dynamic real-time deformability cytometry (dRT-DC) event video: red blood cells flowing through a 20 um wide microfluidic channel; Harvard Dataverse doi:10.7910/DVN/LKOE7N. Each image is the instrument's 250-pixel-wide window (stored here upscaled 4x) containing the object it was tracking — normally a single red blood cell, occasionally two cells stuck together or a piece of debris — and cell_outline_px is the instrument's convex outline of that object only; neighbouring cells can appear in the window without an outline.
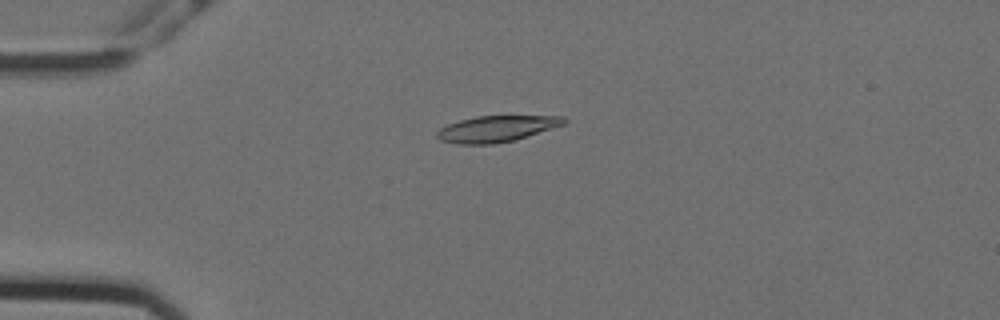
{"species": "Egyptian fruit bat (a non-hibernating species)", "species_latin": "Rousettus aegyptiacus", "temperature_condition": "cold", "stored_images_in_passage": 56, "camera_frame_rate_fps": 3000, "um_per_image_px": 0.085, "animal": {"sex": "female"}, "frame": {"image": 1, "passage_image": 15, "time_ms": 4.667, "image_size_px": [1000, 320], "cell_outline_px": [[568, 120], [564, 124], [516, 140], [492, 144], [456, 144], [440, 140], [436, 136], [436, 132], [440, 128], [448, 124], [460, 120], [476, 116], [564, 116]], "centroid_in_image_um": [42.19, 10.95], "position_along_channel_um": 42.8, "area_um2": 19.36}}
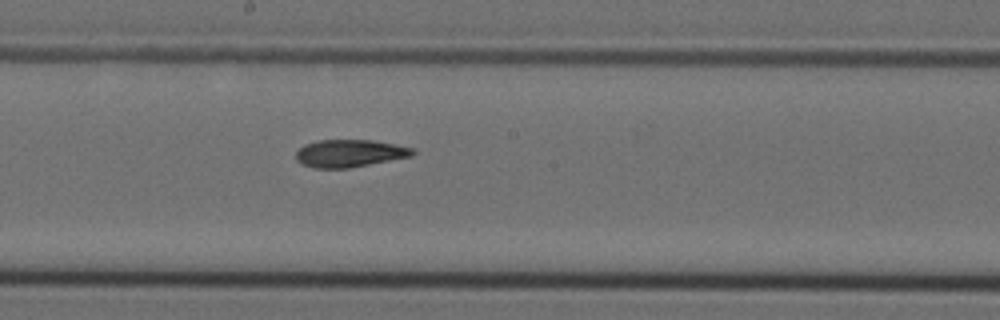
{"frame": {"image": 2, "passage_image": 32, "time_ms": 10.333, "image_size_px": [1000, 320], "cell_outline_px": [[416, 152], [412, 156], [348, 168], [312, 168], [300, 164], [296, 160], [296, 152], [304, 144], [316, 140], [372, 140], [416, 148]], "centroid_in_image_um": [29.7, 13.03], "position_along_channel_um": 218.5, "area_um2": 18.84}}
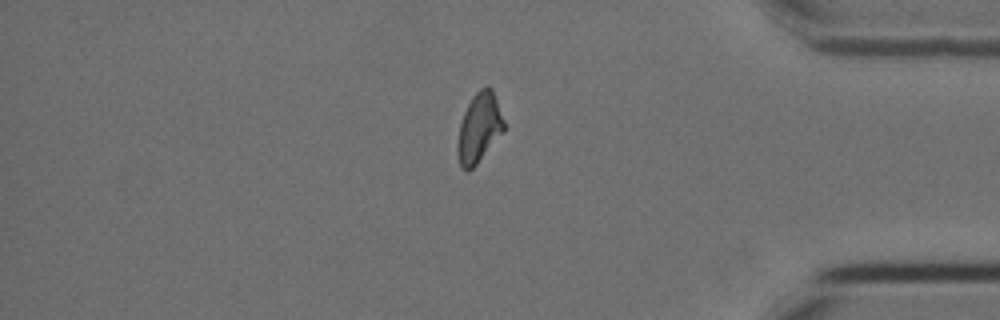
{"frame": {"image": 3, "passage_image": 49, "time_ms": 16.0, "image_size_px": [1000, 320], "cell_outline_px": [[504, 132], [476, 164], [468, 172], [464, 172], [460, 168], [456, 152], [456, 144], [460, 124], [464, 112], [472, 96], [480, 88], [488, 84], [492, 88], [504, 120]], "centroid_in_image_um": [40.7, 10.89], "position_along_channel_um": 394.5, "area_um2": 19.07}}